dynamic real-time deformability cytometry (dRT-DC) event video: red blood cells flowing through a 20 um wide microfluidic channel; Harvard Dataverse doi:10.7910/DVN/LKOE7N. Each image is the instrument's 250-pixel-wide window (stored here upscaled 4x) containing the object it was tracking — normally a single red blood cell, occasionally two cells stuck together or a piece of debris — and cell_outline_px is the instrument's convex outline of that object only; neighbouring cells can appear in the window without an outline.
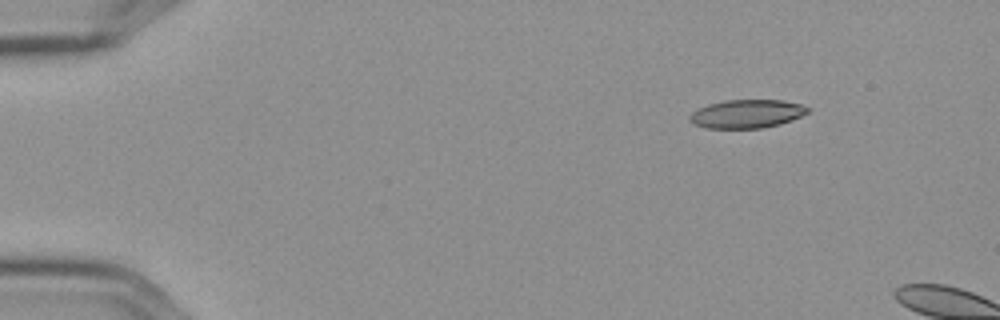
{"species": "Egyptian fruit bat (a non-hibernating species)", "species_latin": "Rousettus aegyptiacus", "temperature_condition": "cold", "stored_images_in_passage": 2, "camera_frame_rate_fps": 3000, "um_per_image_px": 0.085, "frame": {"image": 1, "passage_image": 1, "time_ms": 0.0, "image_size_px": [1000, 320], "cell_outline_px": [[808, 112], [800, 116], [780, 124], [764, 128], [708, 128], [692, 124], [688, 120], [688, 116], [692, 112], [708, 104], [724, 100], [784, 100], [800, 104], [808, 108]], "centroid_in_image_um": [63.43, 9.68], "position_along_channel_um": 21.6, "area_um2": 19.54}}